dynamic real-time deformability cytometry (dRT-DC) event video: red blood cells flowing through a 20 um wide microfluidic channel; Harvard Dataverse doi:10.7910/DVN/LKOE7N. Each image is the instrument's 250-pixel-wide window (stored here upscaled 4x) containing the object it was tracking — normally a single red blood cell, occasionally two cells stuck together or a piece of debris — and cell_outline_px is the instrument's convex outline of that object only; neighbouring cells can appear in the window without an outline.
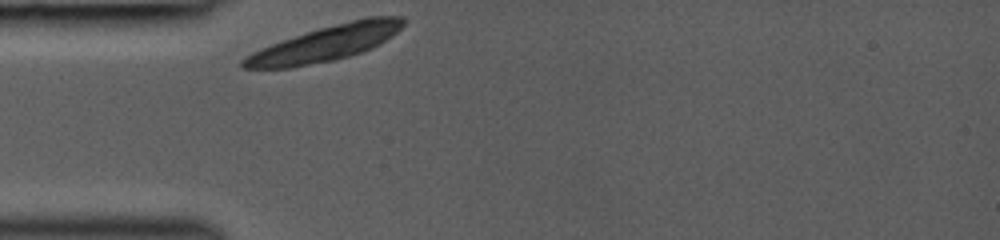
{"species": "common noctule bat (a hibernating species)", "species_latin": "Nyctalus noctula", "temperature_condition": "room temperature", "stored_images_in_passage": 1, "camera_frame_rate_fps": 3000, "um_per_image_px": 0.085, "animal": {"sex": "female", "body_mass_g": 19.0, "forearm_length_mm": 53.3}, "frame": {"image": 1, "passage_image": 1, "time_ms": 0.0, "image_size_px": [1000, 240], "cell_outline_px": [[404, 24], [392, 36], [380, 44], [372, 48], [348, 56], [332, 60], [292, 68], [244, 68], [240, 64], [240, 60], [252, 52], [260, 48], [320, 28], [364, 16], [404, 16]], "centroid_in_image_um": [27.69, 3.68], "position_along_channel_um": 57.3, "area_um2": 32.6}}